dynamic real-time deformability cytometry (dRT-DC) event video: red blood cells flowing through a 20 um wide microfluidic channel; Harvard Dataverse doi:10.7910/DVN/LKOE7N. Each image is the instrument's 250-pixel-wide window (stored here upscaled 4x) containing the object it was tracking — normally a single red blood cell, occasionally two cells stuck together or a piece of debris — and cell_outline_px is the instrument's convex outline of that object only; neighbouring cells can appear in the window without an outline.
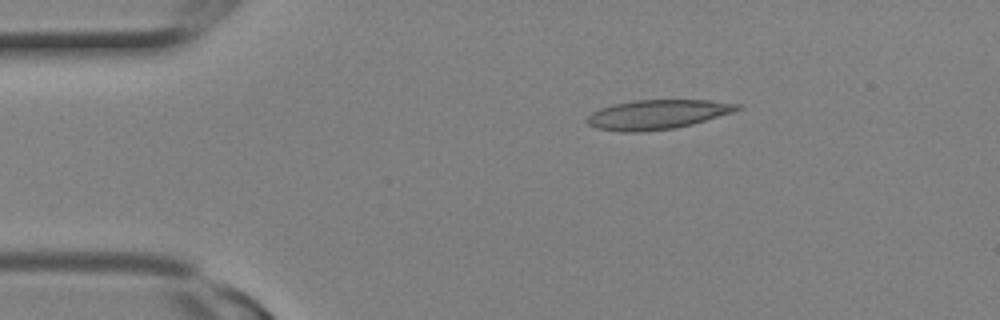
{"species": "Egyptian fruit bat (a non-hibernating species)", "species_latin": "Rousettus aegyptiacus", "temperature_condition": "room temperature", "stored_images_in_passage": 2, "camera_frame_rate_fps": 3000, "um_per_image_px": 0.085, "animal": {"sex": "female"}, "frame": {"image": 1, "passage_image": 2, "time_ms": 0.333, "image_size_px": [1000, 320], "cell_outline_px": [[744, 108], [732, 112], [692, 124], [676, 128], [640, 132], [620, 132], [596, 128], [588, 124], [588, 116], [592, 112], [600, 108], [612, 104], [636, 100], [708, 100], [744, 104]], "centroid_in_image_um": [55.9, 9.73], "position_along_channel_um": 29.1, "area_um2": 25.84}}